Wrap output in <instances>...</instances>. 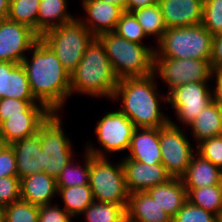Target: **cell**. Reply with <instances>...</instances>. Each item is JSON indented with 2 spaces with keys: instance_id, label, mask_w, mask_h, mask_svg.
I'll list each match as a JSON object with an SVG mask.
<instances>
[{
  "instance_id": "47",
  "label": "cell",
  "mask_w": 222,
  "mask_h": 222,
  "mask_svg": "<svg viewBox=\"0 0 222 222\" xmlns=\"http://www.w3.org/2000/svg\"><path fill=\"white\" fill-rule=\"evenodd\" d=\"M4 208L0 206V222H3Z\"/></svg>"
},
{
  "instance_id": "21",
  "label": "cell",
  "mask_w": 222,
  "mask_h": 222,
  "mask_svg": "<svg viewBox=\"0 0 222 222\" xmlns=\"http://www.w3.org/2000/svg\"><path fill=\"white\" fill-rule=\"evenodd\" d=\"M57 184L54 177L45 172H40L20 180L21 199L33 205L41 206L52 204V199L57 197Z\"/></svg>"
},
{
  "instance_id": "25",
  "label": "cell",
  "mask_w": 222,
  "mask_h": 222,
  "mask_svg": "<svg viewBox=\"0 0 222 222\" xmlns=\"http://www.w3.org/2000/svg\"><path fill=\"white\" fill-rule=\"evenodd\" d=\"M67 0H41L37 16V34L41 37L52 28L73 21L76 17L68 12Z\"/></svg>"
},
{
  "instance_id": "26",
  "label": "cell",
  "mask_w": 222,
  "mask_h": 222,
  "mask_svg": "<svg viewBox=\"0 0 222 222\" xmlns=\"http://www.w3.org/2000/svg\"><path fill=\"white\" fill-rule=\"evenodd\" d=\"M221 107L213 100L199 115L189 124L192 130V138L195 143L202 140L220 136L221 131Z\"/></svg>"
},
{
  "instance_id": "13",
  "label": "cell",
  "mask_w": 222,
  "mask_h": 222,
  "mask_svg": "<svg viewBox=\"0 0 222 222\" xmlns=\"http://www.w3.org/2000/svg\"><path fill=\"white\" fill-rule=\"evenodd\" d=\"M39 39L28 26L8 18L0 19V61L21 64Z\"/></svg>"
},
{
  "instance_id": "32",
  "label": "cell",
  "mask_w": 222,
  "mask_h": 222,
  "mask_svg": "<svg viewBox=\"0 0 222 222\" xmlns=\"http://www.w3.org/2000/svg\"><path fill=\"white\" fill-rule=\"evenodd\" d=\"M41 0H10L7 18L37 33V16Z\"/></svg>"
},
{
  "instance_id": "27",
  "label": "cell",
  "mask_w": 222,
  "mask_h": 222,
  "mask_svg": "<svg viewBox=\"0 0 222 222\" xmlns=\"http://www.w3.org/2000/svg\"><path fill=\"white\" fill-rule=\"evenodd\" d=\"M64 210L73 218L81 215L94 201L89 185L57 188Z\"/></svg>"
},
{
  "instance_id": "16",
  "label": "cell",
  "mask_w": 222,
  "mask_h": 222,
  "mask_svg": "<svg viewBox=\"0 0 222 222\" xmlns=\"http://www.w3.org/2000/svg\"><path fill=\"white\" fill-rule=\"evenodd\" d=\"M81 2L86 15L84 17L76 16V18L95 37L106 32H114L121 14L124 12L121 7L102 0H82Z\"/></svg>"
},
{
  "instance_id": "24",
  "label": "cell",
  "mask_w": 222,
  "mask_h": 222,
  "mask_svg": "<svg viewBox=\"0 0 222 222\" xmlns=\"http://www.w3.org/2000/svg\"><path fill=\"white\" fill-rule=\"evenodd\" d=\"M146 192L172 218L187 201V191L183 180L177 177L151 187Z\"/></svg>"
},
{
  "instance_id": "44",
  "label": "cell",
  "mask_w": 222,
  "mask_h": 222,
  "mask_svg": "<svg viewBox=\"0 0 222 222\" xmlns=\"http://www.w3.org/2000/svg\"><path fill=\"white\" fill-rule=\"evenodd\" d=\"M154 4H158V0H126V11L132 12Z\"/></svg>"
},
{
  "instance_id": "5",
  "label": "cell",
  "mask_w": 222,
  "mask_h": 222,
  "mask_svg": "<svg viewBox=\"0 0 222 222\" xmlns=\"http://www.w3.org/2000/svg\"><path fill=\"white\" fill-rule=\"evenodd\" d=\"M213 35L202 25L167 28L156 43L155 58L210 61Z\"/></svg>"
},
{
  "instance_id": "1",
  "label": "cell",
  "mask_w": 222,
  "mask_h": 222,
  "mask_svg": "<svg viewBox=\"0 0 222 222\" xmlns=\"http://www.w3.org/2000/svg\"><path fill=\"white\" fill-rule=\"evenodd\" d=\"M22 61L34 98L52 113H60L71 96L70 74L40 38ZM30 59H29V57Z\"/></svg>"
},
{
  "instance_id": "29",
  "label": "cell",
  "mask_w": 222,
  "mask_h": 222,
  "mask_svg": "<svg viewBox=\"0 0 222 222\" xmlns=\"http://www.w3.org/2000/svg\"><path fill=\"white\" fill-rule=\"evenodd\" d=\"M138 23L142 26L147 37H154L158 43L167 30L162 12L158 4L139 8L132 11Z\"/></svg>"
},
{
  "instance_id": "48",
  "label": "cell",
  "mask_w": 222,
  "mask_h": 222,
  "mask_svg": "<svg viewBox=\"0 0 222 222\" xmlns=\"http://www.w3.org/2000/svg\"><path fill=\"white\" fill-rule=\"evenodd\" d=\"M220 117H221V131H220V136H222V107H221V114H220Z\"/></svg>"
},
{
  "instance_id": "2",
  "label": "cell",
  "mask_w": 222,
  "mask_h": 222,
  "mask_svg": "<svg viewBox=\"0 0 222 222\" xmlns=\"http://www.w3.org/2000/svg\"><path fill=\"white\" fill-rule=\"evenodd\" d=\"M157 76L123 78L111 100L119 101L118 110L125 114L136 128H161L169 123L170 117L162 112L161 103H167V94L157 88Z\"/></svg>"
},
{
  "instance_id": "12",
  "label": "cell",
  "mask_w": 222,
  "mask_h": 222,
  "mask_svg": "<svg viewBox=\"0 0 222 222\" xmlns=\"http://www.w3.org/2000/svg\"><path fill=\"white\" fill-rule=\"evenodd\" d=\"M209 82H189L183 84L167 95V103L175 110L180 124H189L199 113L213 101V91ZM211 87V88H210Z\"/></svg>"
},
{
  "instance_id": "46",
  "label": "cell",
  "mask_w": 222,
  "mask_h": 222,
  "mask_svg": "<svg viewBox=\"0 0 222 222\" xmlns=\"http://www.w3.org/2000/svg\"><path fill=\"white\" fill-rule=\"evenodd\" d=\"M107 3H111L113 5L121 7L124 11H126V0H102Z\"/></svg>"
},
{
  "instance_id": "18",
  "label": "cell",
  "mask_w": 222,
  "mask_h": 222,
  "mask_svg": "<svg viewBox=\"0 0 222 222\" xmlns=\"http://www.w3.org/2000/svg\"><path fill=\"white\" fill-rule=\"evenodd\" d=\"M36 100L22 64L0 61V99Z\"/></svg>"
},
{
  "instance_id": "45",
  "label": "cell",
  "mask_w": 222,
  "mask_h": 222,
  "mask_svg": "<svg viewBox=\"0 0 222 222\" xmlns=\"http://www.w3.org/2000/svg\"><path fill=\"white\" fill-rule=\"evenodd\" d=\"M10 0H0V19L7 18Z\"/></svg>"
},
{
  "instance_id": "41",
  "label": "cell",
  "mask_w": 222,
  "mask_h": 222,
  "mask_svg": "<svg viewBox=\"0 0 222 222\" xmlns=\"http://www.w3.org/2000/svg\"><path fill=\"white\" fill-rule=\"evenodd\" d=\"M18 176L17 162L13 148L10 145L0 146V178Z\"/></svg>"
},
{
  "instance_id": "19",
  "label": "cell",
  "mask_w": 222,
  "mask_h": 222,
  "mask_svg": "<svg viewBox=\"0 0 222 222\" xmlns=\"http://www.w3.org/2000/svg\"><path fill=\"white\" fill-rule=\"evenodd\" d=\"M125 157L145 164H161L159 128H135Z\"/></svg>"
},
{
  "instance_id": "33",
  "label": "cell",
  "mask_w": 222,
  "mask_h": 222,
  "mask_svg": "<svg viewBox=\"0 0 222 222\" xmlns=\"http://www.w3.org/2000/svg\"><path fill=\"white\" fill-rule=\"evenodd\" d=\"M39 206L19 199L4 207L3 222H38Z\"/></svg>"
},
{
  "instance_id": "34",
  "label": "cell",
  "mask_w": 222,
  "mask_h": 222,
  "mask_svg": "<svg viewBox=\"0 0 222 222\" xmlns=\"http://www.w3.org/2000/svg\"><path fill=\"white\" fill-rule=\"evenodd\" d=\"M114 32L130 42L144 45V39L147 38L142 26L138 23L136 17L132 12L124 11L121 14L120 20Z\"/></svg>"
},
{
  "instance_id": "9",
  "label": "cell",
  "mask_w": 222,
  "mask_h": 222,
  "mask_svg": "<svg viewBox=\"0 0 222 222\" xmlns=\"http://www.w3.org/2000/svg\"><path fill=\"white\" fill-rule=\"evenodd\" d=\"M135 128L133 122L119 110L106 112L96 123L94 130L98 144L104 150L95 148L94 143L88 142L85 151L96 157H108L110 153L128 151Z\"/></svg>"
},
{
  "instance_id": "15",
  "label": "cell",
  "mask_w": 222,
  "mask_h": 222,
  "mask_svg": "<svg viewBox=\"0 0 222 222\" xmlns=\"http://www.w3.org/2000/svg\"><path fill=\"white\" fill-rule=\"evenodd\" d=\"M121 162L129 193L145 192L149 188L165 183L172 178L162 164H145L127 157L121 158Z\"/></svg>"
},
{
  "instance_id": "39",
  "label": "cell",
  "mask_w": 222,
  "mask_h": 222,
  "mask_svg": "<svg viewBox=\"0 0 222 222\" xmlns=\"http://www.w3.org/2000/svg\"><path fill=\"white\" fill-rule=\"evenodd\" d=\"M32 104H42L37 100H19L14 98L0 99V123L8 116L22 115Z\"/></svg>"
},
{
  "instance_id": "23",
  "label": "cell",
  "mask_w": 222,
  "mask_h": 222,
  "mask_svg": "<svg viewBox=\"0 0 222 222\" xmlns=\"http://www.w3.org/2000/svg\"><path fill=\"white\" fill-rule=\"evenodd\" d=\"M126 213L127 222H172L146 191L130 193Z\"/></svg>"
},
{
  "instance_id": "43",
  "label": "cell",
  "mask_w": 222,
  "mask_h": 222,
  "mask_svg": "<svg viewBox=\"0 0 222 222\" xmlns=\"http://www.w3.org/2000/svg\"><path fill=\"white\" fill-rule=\"evenodd\" d=\"M214 80V87H212L213 91V100L222 107V69L213 71L212 80Z\"/></svg>"
},
{
  "instance_id": "40",
  "label": "cell",
  "mask_w": 222,
  "mask_h": 222,
  "mask_svg": "<svg viewBox=\"0 0 222 222\" xmlns=\"http://www.w3.org/2000/svg\"><path fill=\"white\" fill-rule=\"evenodd\" d=\"M60 206L55 203L39 206L38 222H73V217Z\"/></svg>"
},
{
  "instance_id": "3",
  "label": "cell",
  "mask_w": 222,
  "mask_h": 222,
  "mask_svg": "<svg viewBox=\"0 0 222 222\" xmlns=\"http://www.w3.org/2000/svg\"><path fill=\"white\" fill-rule=\"evenodd\" d=\"M104 45L95 37L76 69L70 74L71 97L73 94L103 97L110 101L118 85Z\"/></svg>"
},
{
  "instance_id": "11",
  "label": "cell",
  "mask_w": 222,
  "mask_h": 222,
  "mask_svg": "<svg viewBox=\"0 0 222 222\" xmlns=\"http://www.w3.org/2000/svg\"><path fill=\"white\" fill-rule=\"evenodd\" d=\"M154 74L166 84L168 95L189 82L212 81L213 70L208 60L155 58Z\"/></svg>"
},
{
  "instance_id": "49",
  "label": "cell",
  "mask_w": 222,
  "mask_h": 222,
  "mask_svg": "<svg viewBox=\"0 0 222 222\" xmlns=\"http://www.w3.org/2000/svg\"><path fill=\"white\" fill-rule=\"evenodd\" d=\"M218 222H222V217L219 218Z\"/></svg>"
},
{
  "instance_id": "6",
  "label": "cell",
  "mask_w": 222,
  "mask_h": 222,
  "mask_svg": "<svg viewBox=\"0 0 222 222\" xmlns=\"http://www.w3.org/2000/svg\"><path fill=\"white\" fill-rule=\"evenodd\" d=\"M40 38L53 50L63 67L71 74L95 36L75 18L69 23L48 30Z\"/></svg>"
},
{
  "instance_id": "38",
  "label": "cell",
  "mask_w": 222,
  "mask_h": 222,
  "mask_svg": "<svg viewBox=\"0 0 222 222\" xmlns=\"http://www.w3.org/2000/svg\"><path fill=\"white\" fill-rule=\"evenodd\" d=\"M19 199H21L20 178L18 176L1 177L0 206L4 208Z\"/></svg>"
},
{
  "instance_id": "28",
  "label": "cell",
  "mask_w": 222,
  "mask_h": 222,
  "mask_svg": "<svg viewBox=\"0 0 222 222\" xmlns=\"http://www.w3.org/2000/svg\"><path fill=\"white\" fill-rule=\"evenodd\" d=\"M187 200L208 212L222 217V185H211L204 188L190 189Z\"/></svg>"
},
{
  "instance_id": "42",
  "label": "cell",
  "mask_w": 222,
  "mask_h": 222,
  "mask_svg": "<svg viewBox=\"0 0 222 222\" xmlns=\"http://www.w3.org/2000/svg\"><path fill=\"white\" fill-rule=\"evenodd\" d=\"M210 65L213 71L222 69V32L213 36Z\"/></svg>"
},
{
  "instance_id": "30",
  "label": "cell",
  "mask_w": 222,
  "mask_h": 222,
  "mask_svg": "<svg viewBox=\"0 0 222 222\" xmlns=\"http://www.w3.org/2000/svg\"><path fill=\"white\" fill-rule=\"evenodd\" d=\"M83 158L85 159L83 165L76 161L75 157L63 168L62 172L56 179L57 188L89 185L90 154L84 151Z\"/></svg>"
},
{
  "instance_id": "10",
  "label": "cell",
  "mask_w": 222,
  "mask_h": 222,
  "mask_svg": "<svg viewBox=\"0 0 222 222\" xmlns=\"http://www.w3.org/2000/svg\"><path fill=\"white\" fill-rule=\"evenodd\" d=\"M159 146L161 164L172 177L181 178L196 153L183 128L169 119L167 125L159 128Z\"/></svg>"
},
{
  "instance_id": "4",
  "label": "cell",
  "mask_w": 222,
  "mask_h": 222,
  "mask_svg": "<svg viewBox=\"0 0 222 222\" xmlns=\"http://www.w3.org/2000/svg\"><path fill=\"white\" fill-rule=\"evenodd\" d=\"M105 47L106 54L116 77H147L154 73L155 46L130 42L115 32H106L97 37Z\"/></svg>"
},
{
  "instance_id": "31",
  "label": "cell",
  "mask_w": 222,
  "mask_h": 222,
  "mask_svg": "<svg viewBox=\"0 0 222 222\" xmlns=\"http://www.w3.org/2000/svg\"><path fill=\"white\" fill-rule=\"evenodd\" d=\"M127 206L93 201L81 214L85 222H127Z\"/></svg>"
},
{
  "instance_id": "17",
  "label": "cell",
  "mask_w": 222,
  "mask_h": 222,
  "mask_svg": "<svg viewBox=\"0 0 222 222\" xmlns=\"http://www.w3.org/2000/svg\"><path fill=\"white\" fill-rule=\"evenodd\" d=\"M203 0H158L167 28L202 24Z\"/></svg>"
},
{
  "instance_id": "36",
  "label": "cell",
  "mask_w": 222,
  "mask_h": 222,
  "mask_svg": "<svg viewBox=\"0 0 222 222\" xmlns=\"http://www.w3.org/2000/svg\"><path fill=\"white\" fill-rule=\"evenodd\" d=\"M218 220L215 214L191 204L188 200L172 218V222H218Z\"/></svg>"
},
{
  "instance_id": "37",
  "label": "cell",
  "mask_w": 222,
  "mask_h": 222,
  "mask_svg": "<svg viewBox=\"0 0 222 222\" xmlns=\"http://www.w3.org/2000/svg\"><path fill=\"white\" fill-rule=\"evenodd\" d=\"M196 152L222 170V136L202 140Z\"/></svg>"
},
{
  "instance_id": "7",
  "label": "cell",
  "mask_w": 222,
  "mask_h": 222,
  "mask_svg": "<svg viewBox=\"0 0 222 222\" xmlns=\"http://www.w3.org/2000/svg\"><path fill=\"white\" fill-rule=\"evenodd\" d=\"M109 157L90 154L89 187L95 201L128 206L130 193L127 190L121 160L111 163Z\"/></svg>"
},
{
  "instance_id": "22",
  "label": "cell",
  "mask_w": 222,
  "mask_h": 222,
  "mask_svg": "<svg viewBox=\"0 0 222 222\" xmlns=\"http://www.w3.org/2000/svg\"><path fill=\"white\" fill-rule=\"evenodd\" d=\"M181 179L187 192L190 189L222 185V170L196 152Z\"/></svg>"
},
{
  "instance_id": "20",
  "label": "cell",
  "mask_w": 222,
  "mask_h": 222,
  "mask_svg": "<svg viewBox=\"0 0 222 222\" xmlns=\"http://www.w3.org/2000/svg\"><path fill=\"white\" fill-rule=\"evenodd\" d=\"M10 146L16 156L17 173L20 180L24 177L44 172L43 152L38 133L17 141Z\"/></svg>"
},
{
  "instance_id": "14",
  "label": "cell",
  "mask_w": 222,
  "mask_h": 222,
  "mask_svg": "<svg viewBox=\"0 0 222 222\" xmlns=\"http://www.w3.org/2000/svg\"><path fill=\"white\" fill-rule=\"evenodd\" d=\"M52 112L43 104H32L22 115L8 116L0 123L2 145H12L35 135Z\"/></svg>"
},
{
  "instance_id": "8",
  "label": "cell",
  "mask_w": 222,
  "mask_h": 222,
  "mask_svg": "<svg viewBox=\"0 0 222 222\" xmlns=\"http://www.w3.org/2000/svg\"><path fill=\"white\" fill-rule=\"evenodd\" d=\"M61 113H52L38 130L43 152L44 172L57 179L63 168L75 158L72 142L62 126Z\"/></svg>"
},
{
  "instance_id": "35",
  "label": "cell",
  "mask_w": 222,
  "mask_h": 222,
  "mask_svg": "<svg viewBox=\"0 0 222 222\" xmlns=\"http://www.w3.org/2000/svg\"><path fill=\"white\" fill-rule=\"evenodd\" d=\"M202 25L213 36L222 32V0H204Z\"/></svg>"
}]
</instances>
